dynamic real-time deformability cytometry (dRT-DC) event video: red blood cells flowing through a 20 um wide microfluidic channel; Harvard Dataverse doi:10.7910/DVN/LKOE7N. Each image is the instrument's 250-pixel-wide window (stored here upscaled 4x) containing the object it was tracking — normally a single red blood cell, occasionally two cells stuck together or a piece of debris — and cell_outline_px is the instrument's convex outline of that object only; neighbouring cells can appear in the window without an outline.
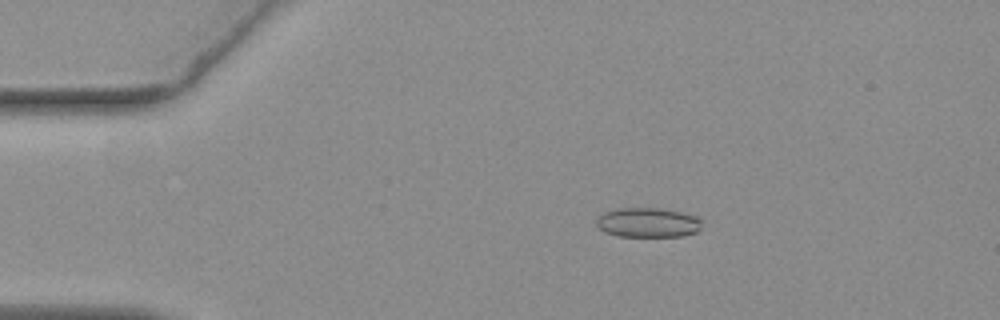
{"species": "common noctule bat (a hibernating species)", "species_latin": "Nyctalus noctula", "temperature_condition": "warm", "stored_images_in_passage": 55, "camera_frame_rate_fps": 3000, "um_per_image_px": 0.085, "animal": {"sex": "female", "body_mass_g": 19.3, "forearm_length_mm": 54.1}, "frame": {"image": 1, "passage_image": 10, "time_ms": 3.0, "image_size_px": [1000, 320], "cell_outline_px": [[700, 228], [696, 232], [684, 236], [616, 236], [604, 232], [596, 224], [596, 220], [600, 216], [608, 212], [620, 208], [660, 208], [680, 212], [696, 216], [700, 220]], "centroid_in_image_um": [55.08, 18.92], "position_along_channel_um": 29.9, "area_um2": 17.98}}
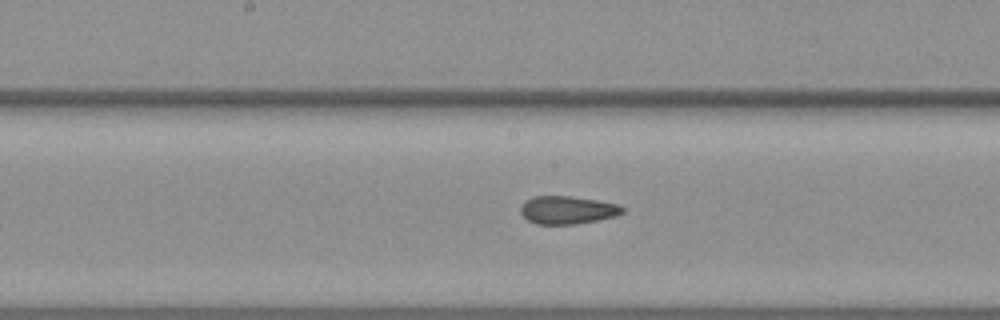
{"frame": {"image": 2, "passage_image": 28, "time_ms": 9.0, "image_size_px": [1000, 320], "cell_outline_px": [[624, 212], [612, 216], [596, 220], [576, 224], [536, 224], [528, 220], [520, 212], [520, 208], [532, 196], [568, 196], [596, 200], [616, 204], [624, 208]], "centroid_in_image_um": [48.2, 17.85], "position_along_channel_um": 200.0, "area_um2": 16.24}}
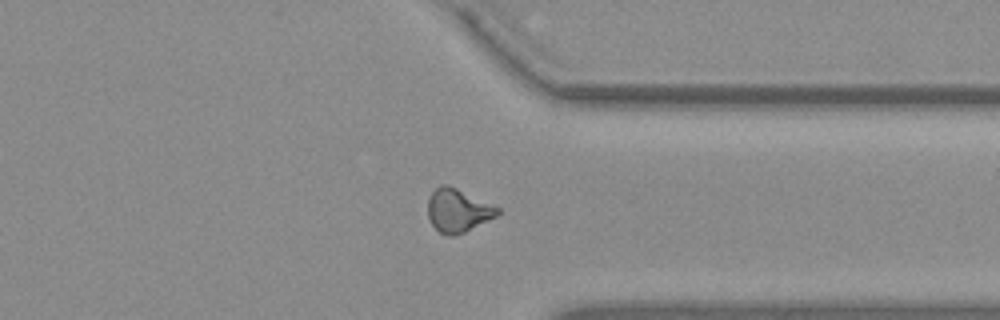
{"frame": {"image": 3, "passage_image": 42, "time_ms": 13.667, "image_size_px": [1000, 320], "cell_outline_px": [[500, 212], [496, 216], [464, 232], [452, 236], [448, 236], [440, 232], [432, 224], [428, 216], [428, 200], [432, 192], [440, 184], [448, 184], [500, 208]], "centroid_in_image_um": [38.9, 17.88], "position_along_channel_um": 372.5, "area_um2": 17.34}, "authors_computed_cell_mechanics": {"area_um2": 17.34, "velocity_mm_per_s": 3.7543, "shape_relaxation_time_tau1_ms": null, "shape_relaxation_time_tau2_ms": 1.92, "deformation_change_tau1": null, "deformation_change_tau2": 0.1022}}